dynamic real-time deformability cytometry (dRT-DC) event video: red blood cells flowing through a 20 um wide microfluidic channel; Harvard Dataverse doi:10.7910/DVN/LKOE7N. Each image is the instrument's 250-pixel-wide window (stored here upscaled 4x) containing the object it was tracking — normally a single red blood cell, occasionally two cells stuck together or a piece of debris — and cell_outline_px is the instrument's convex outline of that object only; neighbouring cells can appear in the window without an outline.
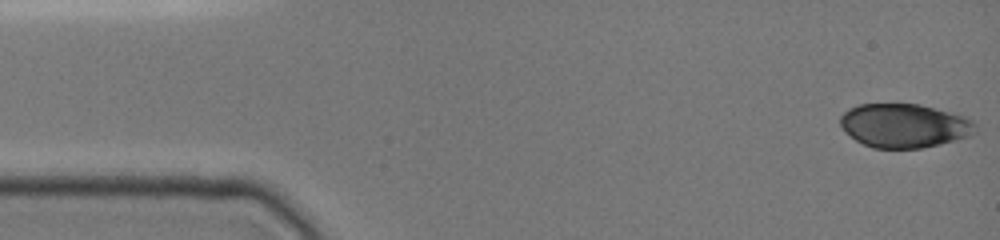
{"species": "common noctule bat (a hibernating species)", "species_latin": "Nyctalus noctula", "temperature_condition": "cold", "stored_images_in_passage": 5, "camera_frame_rate_fps": 3000, "um_per_image_px": 0.085, "animal": {"sex": "female", "body_mass_g": 19.0, "forearm_length_mm": 51.5}, "frame": {"image": 1, "passage_image": 1, "time_ms": 0.0, "image_size_px": [1000, 240], "cell_outline_px": [[976, 132], [968, 136], [940, 144], [920, 148], [872, 148], [856, 140], [844, 132], [840, 124], [840, 116], [848, 108], [860, 104], [920, 104], [964, 116], [972, 120], [976, 124]], "centroid_in_image_um": [76.84, 10.68], "position_along_channel_um": 8.2, "area_um2": 34.56}}